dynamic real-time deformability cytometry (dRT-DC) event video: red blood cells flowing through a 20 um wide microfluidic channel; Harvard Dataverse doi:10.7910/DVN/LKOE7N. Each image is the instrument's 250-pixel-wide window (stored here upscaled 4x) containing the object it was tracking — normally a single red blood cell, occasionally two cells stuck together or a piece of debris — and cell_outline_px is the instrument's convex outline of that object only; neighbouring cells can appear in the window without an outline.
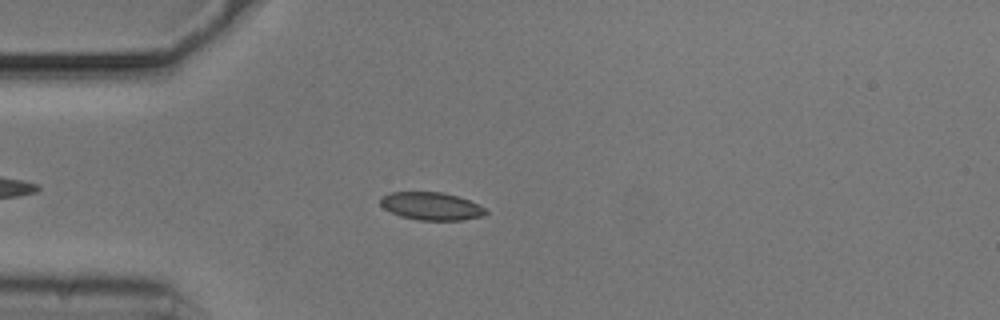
{"species": "common noctule bat (a hibernating species)", "species_latin": "Nyctalus noctula", "temperature_condition": "cold", "stored_images_in_passage": 46, "camera_frame_rate_fps": 3000, "um_per_image_px": 0.085, "animal": {"sex": "male", "body_mass_g": 20.5, "forearm_length_mm": 52.5}, "frame": {"image": 1, "passage_image": 5, "time_ms": 1.333, "image_size_px": [1000, 320], "cell_outline_px": [[488, 212], [484, 216], [460, 220], [420, 220], [400, 216], [384, 208], [380, 204], [380, 196], [392, 192], [440, 192], [456, 196], [468, 200], [484, 208]], "centroid_in_image_um": [36.63, 17.52], "position_along_channel_um": 48.4, "area_um2": 16.88}}
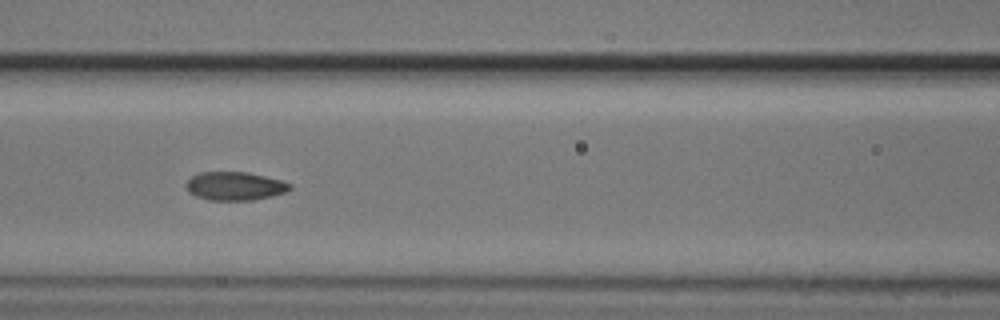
{"frame": {"image": 2, "passage_image": 14, "time_ms": 4.333, "image_size_px": [1000, 320], "cell_outline_px": [[292, 188], [284, 192], [272, 196], [252, 200], [208, 200], [196, 196], [188, 192], [188, 180], [192, 176], [200, 172], [248, 172], [280, 180], [292, 184]], "centroid_in_image_um": [19.98, 15.82], "position_along_channel_um": 146.6, "area_um2": 17.05}}
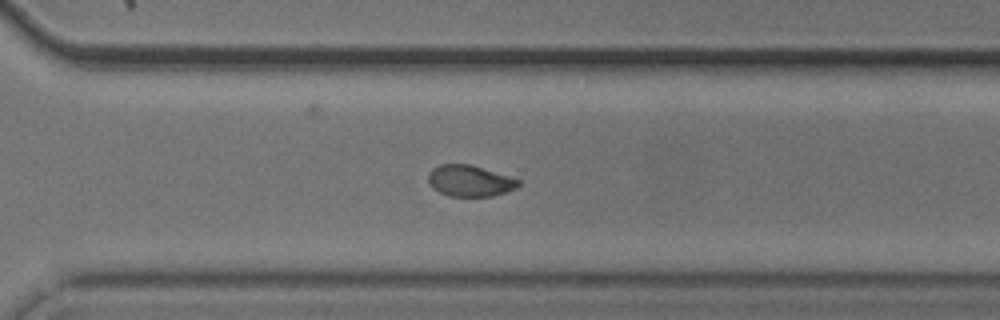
{"frame": {"image": 3, "passage_image": 29, "time_ms": 9.333, "image_size_px": [1000, 320], "cell_outline_px": [[520, 184], [516, 188], [492, 196], [448, 196], [432, 188], [428, 180], [428, 172], [432, 168], [440, 164], [472, 164], [520, 180]], "centroid_in_image_um": [39.9, 15.36], "position_along_channel_um": 330.7, "area_um2": 16.42}, "authors_computed_cell_mechanics": {"area_um2": 16.8776, "velocity_mm_per_s": 3.6933, "shape_relaxation_time_tau1_ms": 3.1945, "shape_relaxation_time_tau2_ms": 1.008, "deformation_change_tau1": 0.1086, "deformation_change_tau2": 0.0297}}